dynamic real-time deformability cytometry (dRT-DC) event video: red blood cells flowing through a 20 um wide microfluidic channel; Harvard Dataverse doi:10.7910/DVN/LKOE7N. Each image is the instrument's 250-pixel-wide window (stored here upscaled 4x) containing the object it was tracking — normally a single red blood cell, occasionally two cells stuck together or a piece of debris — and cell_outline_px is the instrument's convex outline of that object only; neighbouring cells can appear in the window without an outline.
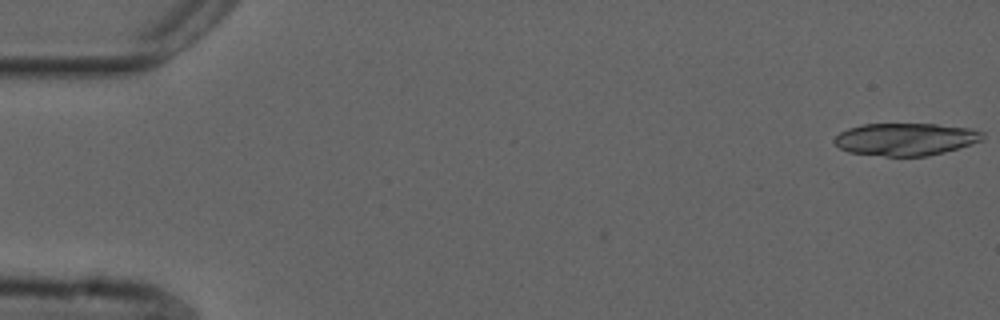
{"species": "common noctule bat (a hibernating species)", "species_latin": "Nyctalus noctula", "temperature_condition": "cold", "stored_images_in_passage": 48, "segment_of_instrument_passage": [1, 2], "camera_frame_rate_fps": 3000, "um_per_image_px": 0.085, "animal": {"sex": "male", "forearm_length_mm": 52.5}, "frame": {"image": 1, "passage_image": 1, "time_ms": 0.0, "image_size_px": [1000, 320], "cell_outline_px": [[984, 140], [972, 144], [944, 152], [928, 156], [884, 156], [848, 152], [840, 148], [832, 140], [840, 132], [848, 128], [864, 124], [936, 124], [968, 128], [984, 132]], "centroid_in_image_um": [76.98, 11.83], "position_along_channel_um": 8.0, "area_um2": 28.09}}
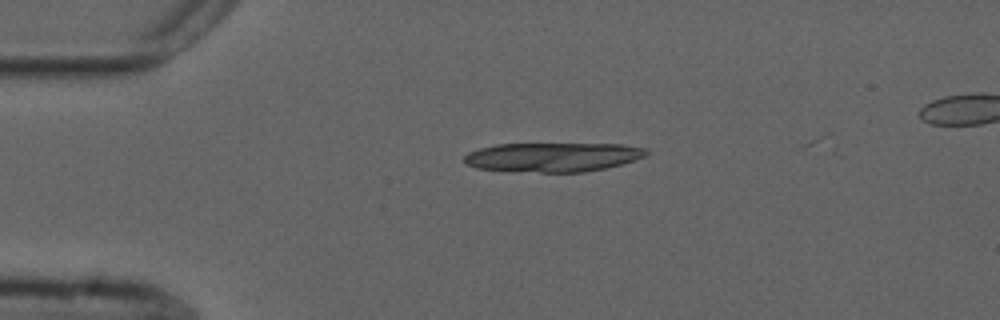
{"frame": {"image": 2, "passage_image": 12, "time_ms": 3.667, "image_size_px": [1000, 320], "cell_outline_px": [[648, 152], [644, 156], [620, 164], [604, 168], [584, 172], [508, 172], [476, 168], [464, 164], [464, 156], [468, 152], [480, 148], [496, 144], [624, 144], [648, 148]], "centroid_in_image_um": [46.92, 13.36], "position_along_channel_um": 38.1, "area_um2": 31.27}}